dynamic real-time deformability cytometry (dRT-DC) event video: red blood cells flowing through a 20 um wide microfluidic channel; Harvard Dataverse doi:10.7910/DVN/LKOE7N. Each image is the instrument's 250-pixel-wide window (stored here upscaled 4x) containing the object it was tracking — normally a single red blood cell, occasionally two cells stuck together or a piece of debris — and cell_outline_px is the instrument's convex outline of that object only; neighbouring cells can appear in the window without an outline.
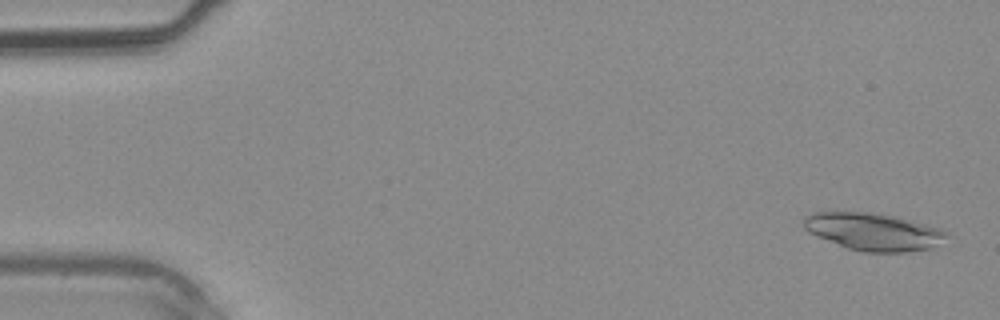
{"species": "common noctule bat (a hibernating species)", "species_latin": "Nyctalus noctula", "temperature_condition": "warm", "stored_images_in_passage": 11, "camera_frame_rate_fps": 3000, "um_per_image_px": 0.085, "animal": {"sex": "male", "body_mass_g": 20.4}, "frame": {"image": 1, "passage_image": 2, "time_ms": 0.333, "image_size_px": [1000, 320], "cell_outline_px": [[952, 236], [932, 248], [904, 252], [864, 252], [848, 248], [808, 232], [804, 228], [804, 216], [816, 212], [868, 212], [896, 216], [940, 228], [948, 232]], "centroid_in_image_um": [74.3, 19.69], "position_along_channel_um": 10.7, "area_um2": 31.15}}